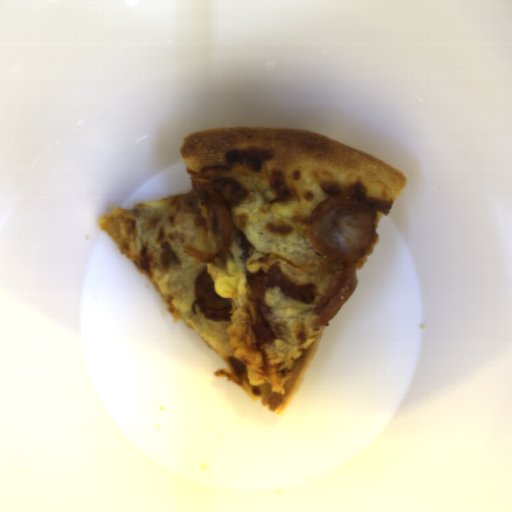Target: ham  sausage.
Masks as SVG:
<instances>
[{
  "label": "ham sausage",
  "mask_w": 512,
  "mask_h": 512,
  "mask_svg": "<svg viewBox=\"0 0 512 512\" xmlns=\"http://www.w3.org/2000/svg\"><path fill=\"white\" fill-rule=\"evenodd\" d=\"M195 297L197 305L210 310H221L232 307V300L220 296L214 288V280L208 267L203 269L195 281Z\"/></svg>",
  "instance_id": "ham-sausage-3"
},
{
  "label": "ham sausage",
  "mask_w": 512,
  "mask_h": 512,
  "mask_svg": "<svg viewBox=\"0 0 512 512\" xmlns=\"http://www.w3.org/2000/svg\"><path fill=\"white\" fill-rule=\"evenodd\" d=\"M303 231L312 248L330 261H359L374 239L372 211L359 198L333 195L314 207Z\"/></svg>",
  "instance_id": "ham-sausage-1"
},
{
  "label": "ham sausage",
  "mask_w": 512,
  "mask_h": 512,
  "mask_svg": "<svg viewBox=\"0 0 512 512\" xmlns=\"http://www.w3.org/2000/svg\"><path fill=\"white\" fill-rule=\"evenodd\" d=\"M180 205L184 210L191 212L192 214H197V225L205 226L207 225V220L203 218L202 209L199 206V199L197 198L194 190L188 192L180 199Z\"/></svg>",
  "instance_id": "ham-sausage-4"
},
{
  "label": "ham sausage",
  "mask_w": 512,
  "mask_h": 512,
  "mask_svg": "<svg viewBox=\"0 0 512 512\" xmlns=\"http://www.w3.org/2000/svg\"><path fill=\"white\" fill-rule=\"evenodd\" d=\"M356 287L357 275L353 267L342 270L314 308V315L320 316L321 323L331 321Z\"/></svg>",
  "instance_id": "ham-sausage-2"
}]
</instances>
